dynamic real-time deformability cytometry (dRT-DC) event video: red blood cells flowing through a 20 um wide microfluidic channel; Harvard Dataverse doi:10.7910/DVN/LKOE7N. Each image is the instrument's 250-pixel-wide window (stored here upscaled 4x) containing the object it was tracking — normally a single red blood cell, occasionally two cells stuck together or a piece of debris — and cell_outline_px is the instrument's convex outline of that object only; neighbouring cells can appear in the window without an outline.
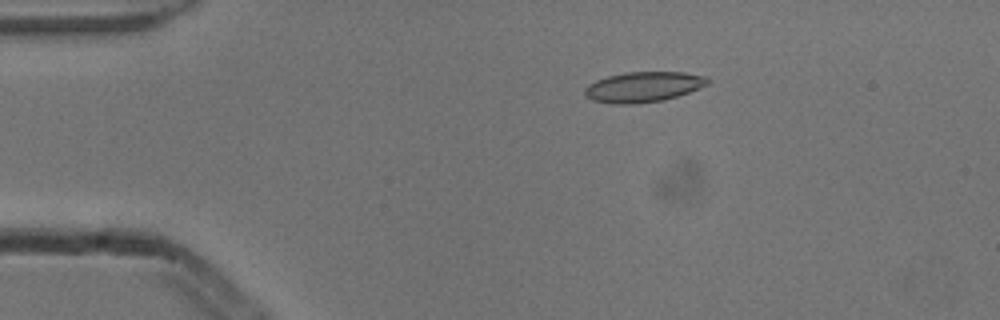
{"species": "common noctule bat (a hibernating species)", "species_latin": "Nyctalus noctula", "temperature_condition": "cold", "stored_images_in_passage": 3, "camera_frame_rate_fps": 3000, "um_per_image_px": 0.085, "animal": {"sex": "male", "body_mass_g": 13.3}, "frame": {"image": 1, "passage_image": 1, "time_ms": 0.0, "image_size_px": [1000, 320], "cell_outline_px": [[708, 84], [700, 88], [664, 100], [632, 104], [616, 104], [592, 100], [584, 92], [584, 88], [588, 84], [596, 80], [608, 76], [628, 72], [684, 72], [708, 76]], "centroid_in_image_um": [54.7, 7.38], "position_along_channel_um": 30.3, "area_um2": 21.62}}
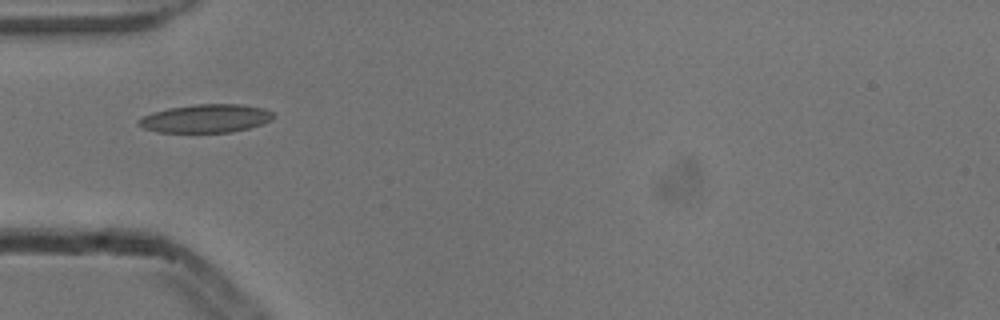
{"frame": {"image": 2, "passage_image": 3, "time_ms": 0.667, "image_size_px": [1000, 320], "cell_outline_px": [[276, 116], [272, 120], [248, 128], [228, 132], [156, 132], [144, 128], [136, 124], [136, 120], [152, 112], [168, 108], [196, 104], [240, 104], [264, 108], [272, 112]], "centroid_in_image_um": [17.47, 10.06], "position_along_channel_um": 67.5, "area_um2": 22.25}}